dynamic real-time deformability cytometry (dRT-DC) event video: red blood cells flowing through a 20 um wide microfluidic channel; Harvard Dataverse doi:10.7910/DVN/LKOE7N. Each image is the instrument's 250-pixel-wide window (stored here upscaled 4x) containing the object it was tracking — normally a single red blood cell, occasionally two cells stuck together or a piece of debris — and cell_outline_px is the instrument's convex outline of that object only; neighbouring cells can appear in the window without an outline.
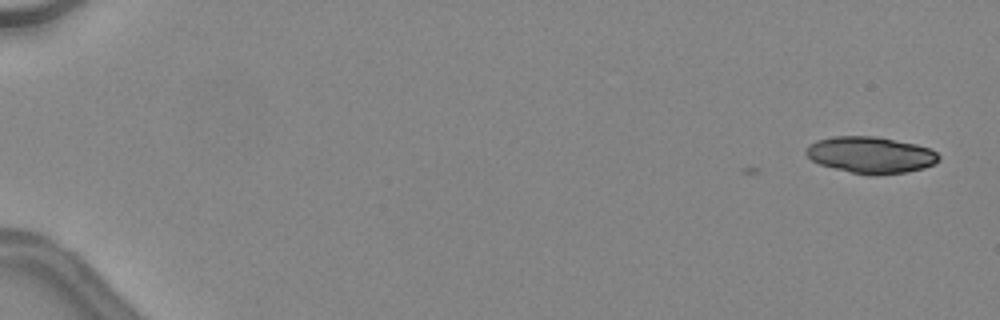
{"species": "common noctule bat (a hibernating species)", "species_latin": "Nyctalus noctula", "temperature_condition": "warm", "stored_images_in_passage": 2, "camera_frame_rate_fps": 3000, "um_per_image_px": 0.085, "animal": {"sex": "female", "body_mass_g": 24.6, "forearm_length_mm": 56.2}, "frame": {"image": 1, "passage_image": 2, "time_ms": 0.333, "image_size_px": [1000, 320], "cell_outline_px": [[940, 160], [936, 164], [924, 168], [908, 172], [872, 176], [868, 176], [820, 164], [812, 160], [804, 152], [816, 140], [832, 136], [876, 136], [916, 144], [932, 148], [940, 156]], "centroid_in_image_um": [74.07, 13.17], "position_along_channel_um": 10.9, "area_um2": 28.44}}